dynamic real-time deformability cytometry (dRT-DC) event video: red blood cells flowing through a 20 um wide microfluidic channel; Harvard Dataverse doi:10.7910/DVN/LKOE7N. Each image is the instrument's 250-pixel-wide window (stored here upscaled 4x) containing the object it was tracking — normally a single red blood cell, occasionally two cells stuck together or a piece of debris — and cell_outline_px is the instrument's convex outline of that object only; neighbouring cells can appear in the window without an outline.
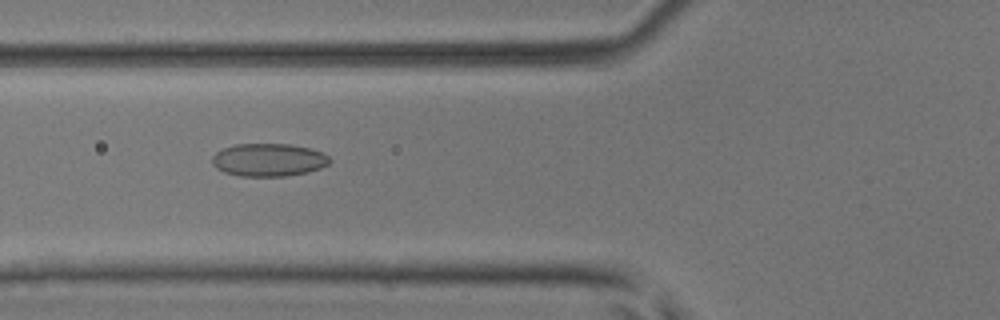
{"species": "common noctule bat (a hibernating species)", "species_latin": "Nyctalus noctula", "temperature_condition": "room temperature", "stored_images_in_passage": 50, "camera_frame_rate_fps": 3000, "um_per_image_px": 0.085, "animal": {"sex": "male", "body_mass_g": 17.9, "forearm_length_mm": 54.2}, "frame": {"image": 1, "passage_image": 20, "time_ms": 6.333, "image_size_px": [1000, 320], "cell_outline_px": [[332, 160], [328, 164], [320, 168], [308, 172], [288, 176], [240, 176], [224, 172], [216, 168], [212, 164], [212, 156], [216, 152], [224, 148], [236, 144], [288, 144], [308, 148], [324, 152]], "centroid_in_image_um": [22.84, 13.59], "position_along_channel_um": 103.0, "area_um2": 22.6}}
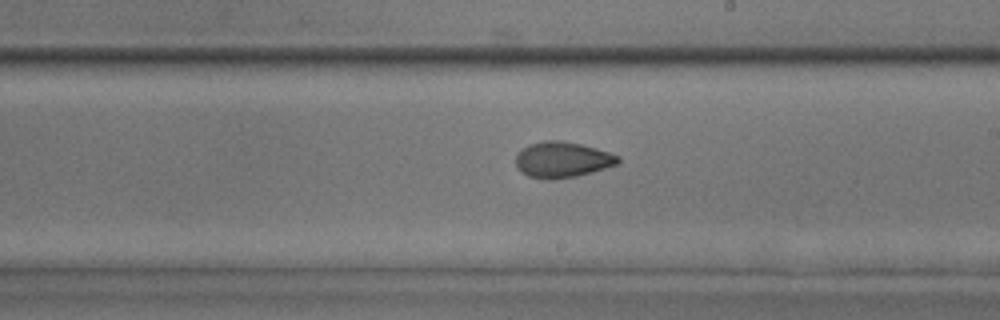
{"frame": {"image": 2, "passage_image": 30, "time_ms": 9.667, "image_size_px": [1000, 320], "cell_outline_px": [[620, 160], [616, 164], [592, 172], [576, 176], [552, 180], [544, 180], [528, 176], [520, 172], [516, 168], [516, 156], [528, 144], [544, 140], [560, 140], [580, 144], [596, 148], [620, 156]], "centroid_in_image_um": [47.76, 13.58], "position_along_channel_um": 241.2, "area_um2": 21.39}}
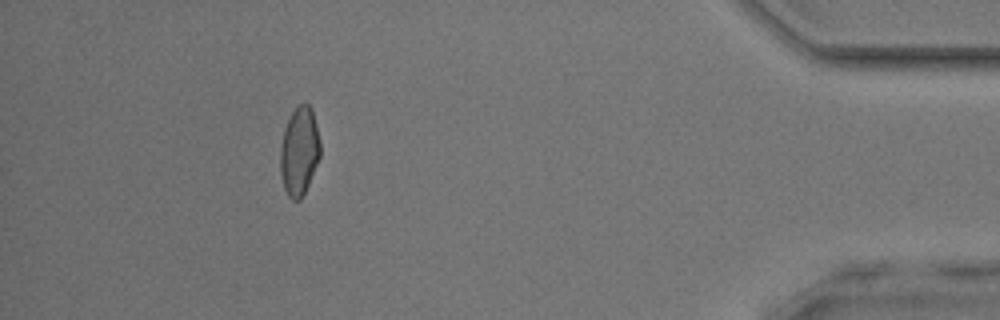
{"frame": {"image": 3, "passage_image": 46, "time_ms": 15.0, "image_size_px": [1000, 320], "cell_outline_px": [[320, 156], [308, 184], [300, 200], [292, 200], [288, 196], [284, 188], [280, 172], [280, 148], [284, 128], [292, 112], [300, 104], [308, 104], [312, 108], [320, 140]], "centroid_in_image_um": [25.43, 12.85], "position_along_channel_um": 409.8, "area_um2": 20.46}, "authors_computed_cell_mechanics": {"area_um2": 21.0103, "velocity_mm_per_s": 4.1598, "shape_relaxation_time_tau1_ms": 11.3225, "shape_relaxation_time_tau2_ms": 1.3315, "deformation_change_tau1": 0.2342, "deformation_change_tau2": 0.0492}}